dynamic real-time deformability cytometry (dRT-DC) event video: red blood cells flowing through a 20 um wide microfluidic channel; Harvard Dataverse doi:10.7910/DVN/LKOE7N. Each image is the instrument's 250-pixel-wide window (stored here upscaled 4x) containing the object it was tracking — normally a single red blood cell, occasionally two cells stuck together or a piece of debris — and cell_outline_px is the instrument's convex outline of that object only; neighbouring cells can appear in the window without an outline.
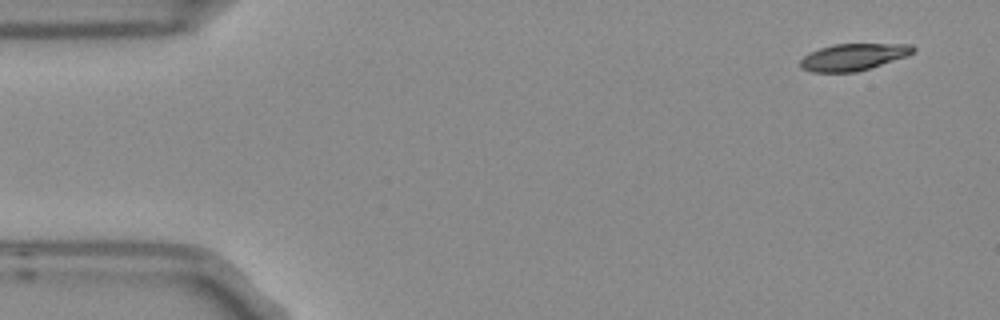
{"species": "Egyptian fruit bat (a non-hibernating species)", "species_latin": "Rousettus aegyptiacus", "temperature_condition": "room temperature", "stored_images_in_passage": 6, "camera_frame_rate_fps": 3000, "um_per_image_px": 0.085, "frame": {"image": 1, "passage_image": 1, "time_ms": 0.0, "image_size_px": [1000, 320], "cell_outline_px": [[916, 52], [908, 56], [856, 72], [812, 72], [800, 68], [800, 60], [808, 52], [832, 44], [912, 44], [916, 48]], "centroid_in_image_um": [72.54, 4.84], "position_along_channel_um": 12.5, "area_um2": 17.8}}
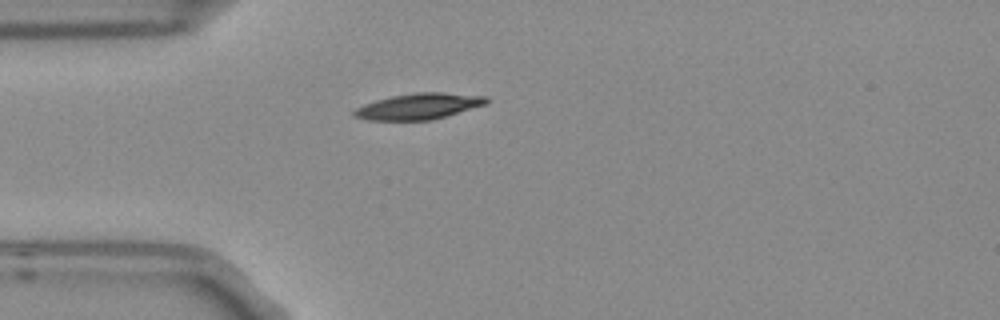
{"frame": {"image": 2, "passage_image": 4, "time_ms": 1.0, "image_size_px": [1000, 320], "cell_outline_px": [[488, 104], [432, 120], [368, 120], [352, 116], [352, 112], [356, 108], [364, 104], [376, 100], [392, 96], [416, 92], [444, 92], [488, 96]], "centroid_in_image_um": [35.62, 9.03], "position_along_channel_um": 49.4, "area_um2": 20.17}}
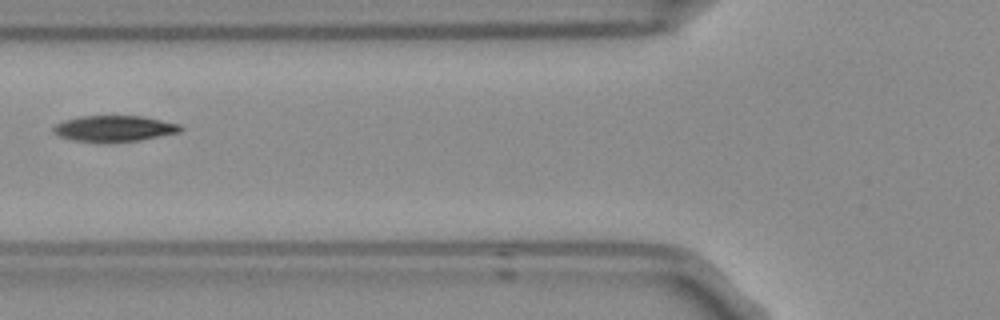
{"frame": {"image": 3, "passage_image": 6, "time_ms": 1.667, "image_size_px": [1000, 320], "cell_outline_px": [[184, 128], [180, 132], [140, 140], [72, 140], [60, 136], [52, 132], [52, 128], [56, 124], [64, 120], [80, 116], [144, 116], [180, 124]], "centroid_in_image_um": [9.74, 10.89], "position_along_channel_um": 116.1, "area_um2": 18.73}}